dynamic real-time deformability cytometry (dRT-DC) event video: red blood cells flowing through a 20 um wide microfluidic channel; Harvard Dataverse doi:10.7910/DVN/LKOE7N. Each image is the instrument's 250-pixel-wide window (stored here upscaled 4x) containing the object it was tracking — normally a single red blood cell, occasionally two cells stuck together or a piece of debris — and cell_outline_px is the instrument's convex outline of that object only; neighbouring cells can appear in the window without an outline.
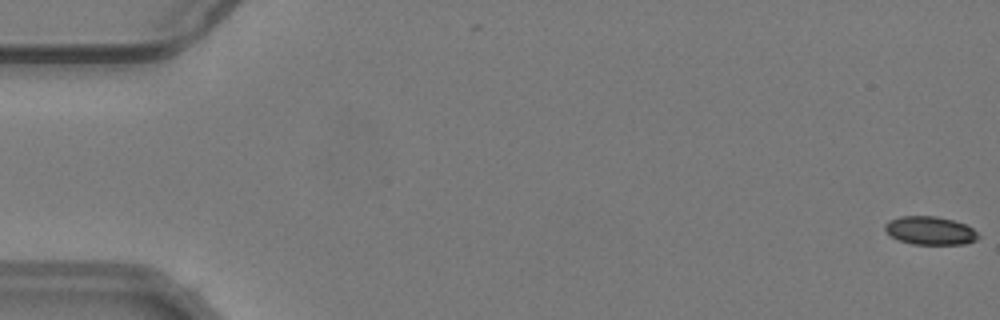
{"species": "common noctule bat (a hibernating species)", "species_latin": "Nyctalus noctula", "temperature_condition": "warm", "stored_images_in_passage": 56, "camera_frame_rate_fps": 3000, "um_per_image_px": 0.085, "animal": {"sex": "male", "body_mass_g": 19.2, "forearm_length_mm": 51.8}, "frame": {"image": 1, "passage_image": 1, "time_ms": 0.0, "image_size_px": [1000, 320], "cell_outline_px": [[980, 236], [976, 240], [964, 244], [912, 244], [900, 240], [892, 236], [884, 228], [884, 224], [888, 220], [900, 216], [936, 216], [952, 220], [964, 224], [972, 228]], "centroid_in_image_um": [79.05, 19.59], "position_along_channel_um": 6.0, "area_um2": 15.26}}
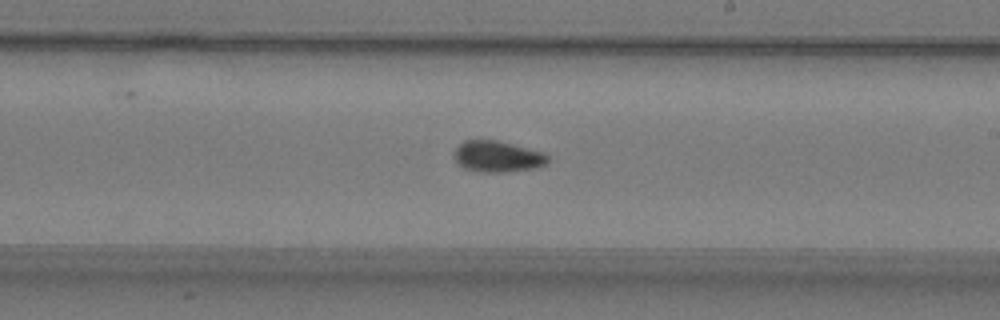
{"frame": {"image": 2, "passage_image": 33, "time_ms": 10.667, "image_size_px": [1000, 320], "cell_outline_px": [[548, 160], [544, 164], [536, 168], [504, 172], [484, 172], [464, 168], [456, 160], [456, 148], [464, 140], [496, 140], [544, 152], [548, 156]], "centroid_in_image_um": [42.31, 13.3], "position_along_channel_um": 246.7, "area_um2": 16.7}}
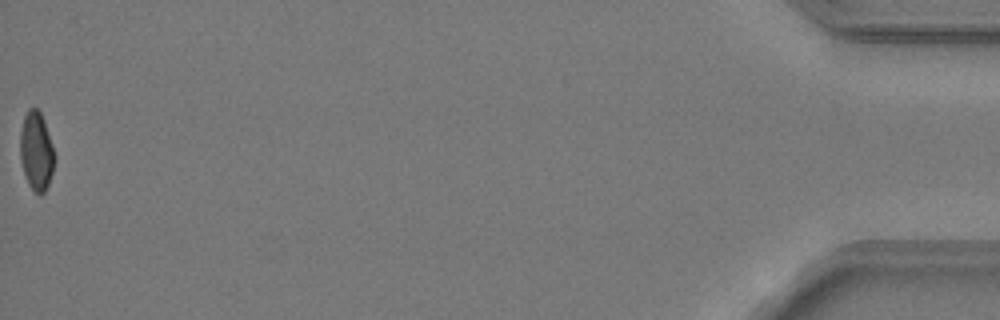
{"frame": {"image": 3, "passage_image": 56, "time_ms": 18.333, "image_size_px": [1000, 320], "cell_outline_px": [[56, 160], [48, 184], [44, 192], [40, 196], [28, 184], [20, 160], [20, 132], [24, 116], [28, 108], [36, 108], [40, 112], [44, 120], [56, 156]], "centroid_in_image_um": [3.09, 12.84], "position_along_channel_um": 432.1, "area_um2": 15.84}}